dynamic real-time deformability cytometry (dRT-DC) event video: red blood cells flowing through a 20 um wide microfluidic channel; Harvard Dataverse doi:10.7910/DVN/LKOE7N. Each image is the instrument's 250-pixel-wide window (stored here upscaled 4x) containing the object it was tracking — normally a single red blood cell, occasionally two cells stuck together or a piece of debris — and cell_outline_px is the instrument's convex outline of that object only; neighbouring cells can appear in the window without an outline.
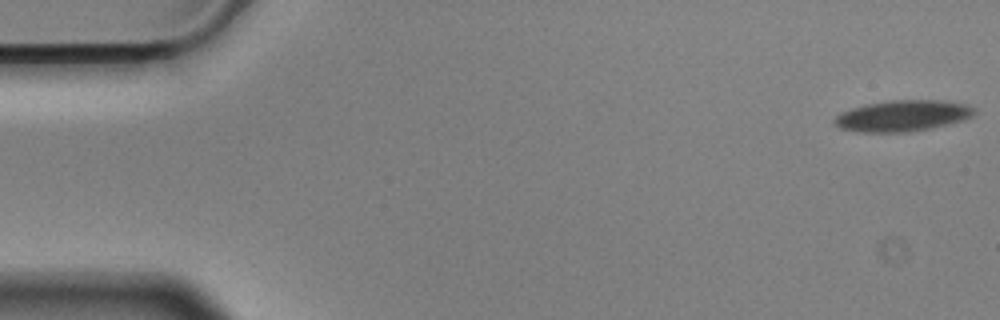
{"species": "Egyptian fruit bat (a non-hibernating species)", "species_latin": "Rousettus aegyptiacus", "temperature_condition": "cold", "stored_images_in_passage": 56, "camera_frame_rate_fps": 3000, "um_per_image_px": 0.085, "animal": {"sex": "male"}, "frame": {"image": 1, "passage_image": 1, "time_ms": 0.0, "image_size_px": [1000, 320], "cell_outline_px": [[976, 112], [972, 116], [964, 120], [932, 128], [908, 132], [860, 132], [840, 128], [832, 120], [836, 116], [852, 108], [868, 104], [892, 100], [944, 100], [968, 104], [976, 108]], "centroid_in_image_um": [76.79, 9.84], "position_along_channel_um": 8.2, "area_um2": 25.37}}
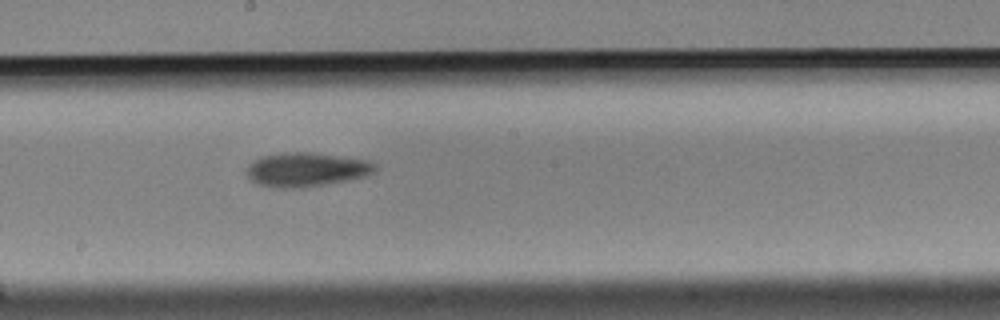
{"frame": {"image": 2, "passage_image": 30, "time_ms": 9.667, "image_size_px": [1000, 320], "cell_outline_px": [[376, 172], [364, 176], [348, 180], [292, 188], [280, 188], [256, 184], [248, 176], [248, 164], [252, 160], [264, 156], [284, 152], [308, 152], [372, 160], [376, 164]], "centroid_in_image_um": [26.06, 14.39], "position_along_channel_um": 222.1, "area_um2": 25.26}}
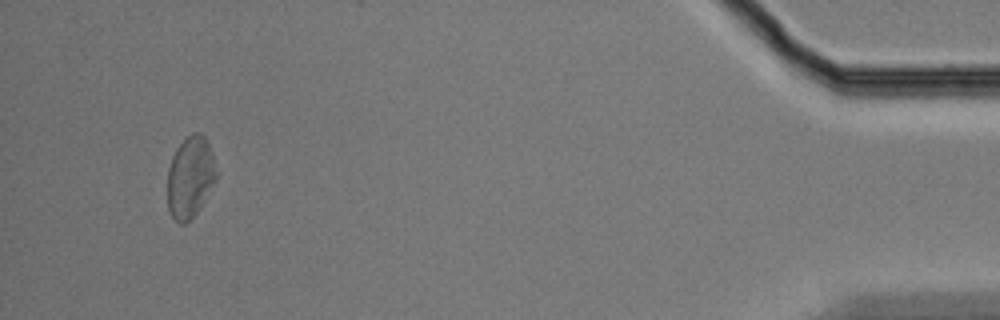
{"frame": {"image": 3, "passage_image": 53, "time_ms": 17.333, "image_size_px": [1000, 320], "cell_outline_px": [[216, 180], [200, 208], [184, 224], [180, 224], [172, 216], [168, 208], [168, 168], [172, 156], [176, 148], [192, 132], [200, 132], [204, 136], [212, 152], [216, 172]], "centroid_in_image_um": [16.16, 15.04], "position_along_channel_um": 419.0, "area_um2": 22.95}, "authors_computed_cell_mechanics": {"area_um2": 24.3338, "velocity_mm_per_s": 3.5491, "shape_relaxation_time_tau1_ms": null, "shape_relaxation_time_tau2_ms": 8.9297, "deformation_change_tau1": null, "deformation_change_tau2": 0.1651}}